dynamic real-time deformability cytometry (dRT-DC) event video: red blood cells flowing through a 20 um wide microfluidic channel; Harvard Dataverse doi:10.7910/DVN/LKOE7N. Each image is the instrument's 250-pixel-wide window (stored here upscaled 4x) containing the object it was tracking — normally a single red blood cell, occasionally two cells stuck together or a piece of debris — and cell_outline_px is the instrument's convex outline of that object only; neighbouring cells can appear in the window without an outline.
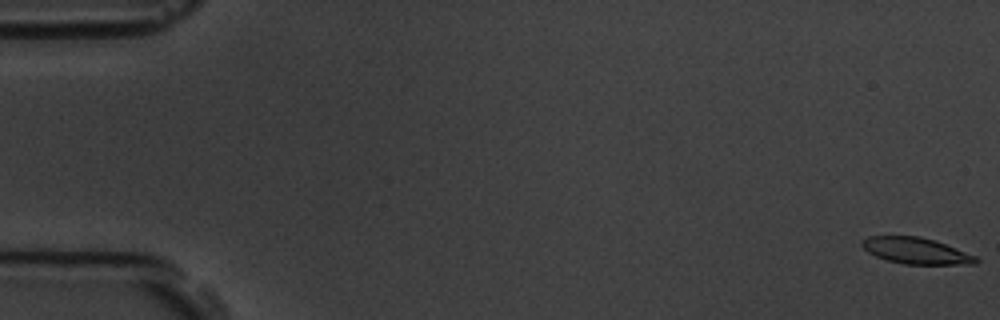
{"species": "common noctule bat (a hibernating species)", "species_latin": "Nyctalus noctula", "temperature_condition": "room temperature", "stored_images_in_passage": 6, "segment_of_instrument_passage": [1, 2], "camera_frame_rate_fps": 3000, "um_per_image_px": 0.085, "animal": {"sex": "male", "body_mass_g": 19.5, "forearm_length_mm": 54.6}, "frame": {"image": 1, "passage_image": 1, "time_ms": 0.0, "image_size_px": [1000, 320], "cell_outline_px": [[980, 260], [976, 264], [904, 264], [888, 260], [876, 256], [868, 252], [860, 244], [860, 240], [868, 236], [920, 236], [936, 240], [976, 256]], "centroid_in_image_um": [77.86, 21.3], "position_along_channel_um": 7.1, "area_um2": 17.51}}
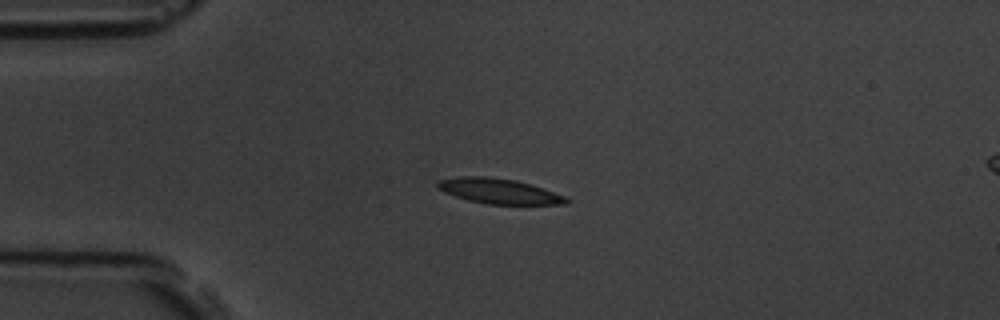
{"frame": {"image": 2, "passage_image": 4, "time_ms": 4.333, "image_size_px": [1000, 320], "cell_outline_px": [[572, 200], [568, 204], [488, 204], [468, 200], [444, 192], [436, 188], [436, 180], [460, 176], [484, 176], [516, 180], [532, 184], [544, 188], [564, 196]], "centroid_in_image_um": [42.41, 16.24], "position_along_channel_um": 42.6, "area_um2": 19.02}}